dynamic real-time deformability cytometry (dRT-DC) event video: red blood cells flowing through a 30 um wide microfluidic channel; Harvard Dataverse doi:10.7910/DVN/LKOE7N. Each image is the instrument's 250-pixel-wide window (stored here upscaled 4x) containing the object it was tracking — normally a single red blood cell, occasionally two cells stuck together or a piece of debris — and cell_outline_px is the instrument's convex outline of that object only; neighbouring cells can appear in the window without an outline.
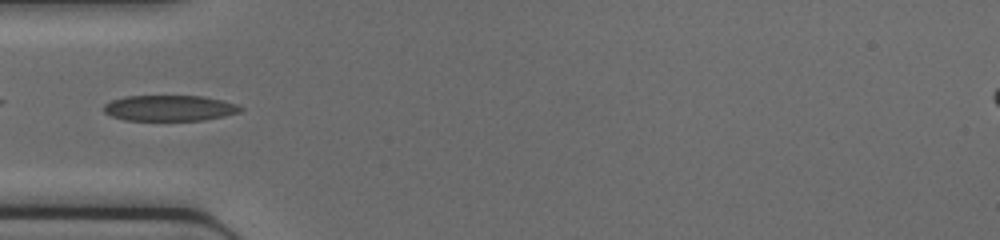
{"species": "common noctule bat (a hibernating species)", "species_latin": "Nyctalus noctula", "temperature_condition": "cold", "stored_images_in_passage": 30, "camera_frame_rate_fps": 3000, "um_per_image_px": 0.085, "animal": {"sex": "female", "body_mass_g": 17.0, "forearm_length_mm": 48.0}, "frame": {"image": 1, "passage_image": 1, "time_ms": 0.0, "image_size_px": [1000, 240], "cell_outline_px": [[244, 108], [240, 112], [224, 116], [204, 120], [124, 120], [112, 116], [104, 112], [104, 104], [112, 100], [124, 96], [204, 96], [224, 100], [236, 104]], "centroid_in_image_um": [14.43, 9.18], "position_along_channel_um": 70.6, "area_um2": 20.58}}
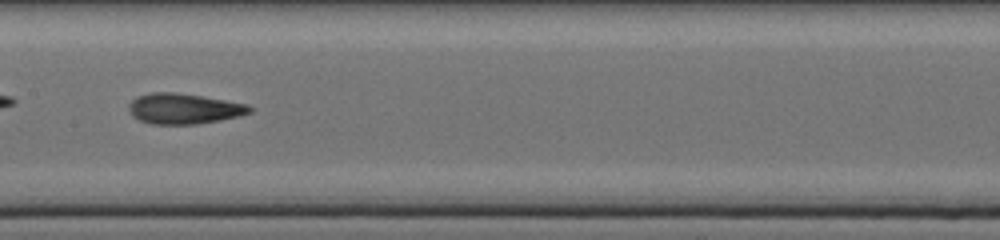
{"frame": {"image": 2, "passage_image": 9, "time_ms": 2.667, "image_size_px": [1000, 240], "cell_outline_px": [[252, 112], [240, 116], [220, 120], [196, 124], [152, 124], [140, 120], [132, 116], [128, 108], [128, 104], [136, 96], [152, 92], [176, 92], [248, 104], [252, 108]], "centroid_in_image_um": [15.61, 9.23], "position_along_channel_um": 191.8, "area_um2": 21.5}}
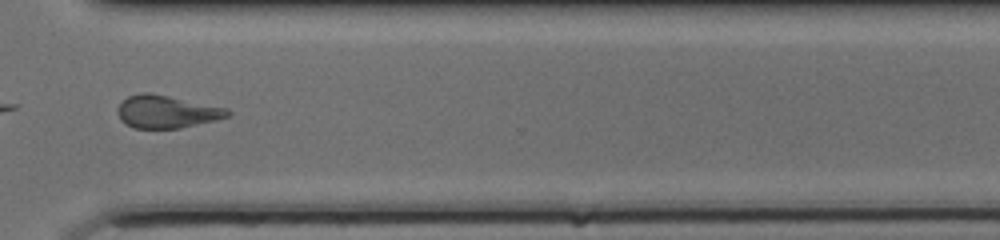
{"frame": {"image": 3, "passage_image": 20, "time_ms": 6.333, "image_size_px": [1000, 240], "cell_outline_px": [[232, 112], [228, 116], [180, 128], [132, 128], [124, 124], [120, 120], [116, 112], [120, 104], [128, 96], [140, 92], [148, 92], [228, 108]], "centroid_in_image_um": [14.11, 9.49], "position_along_channel_um": 356.5, "area_um2": 20.81}}